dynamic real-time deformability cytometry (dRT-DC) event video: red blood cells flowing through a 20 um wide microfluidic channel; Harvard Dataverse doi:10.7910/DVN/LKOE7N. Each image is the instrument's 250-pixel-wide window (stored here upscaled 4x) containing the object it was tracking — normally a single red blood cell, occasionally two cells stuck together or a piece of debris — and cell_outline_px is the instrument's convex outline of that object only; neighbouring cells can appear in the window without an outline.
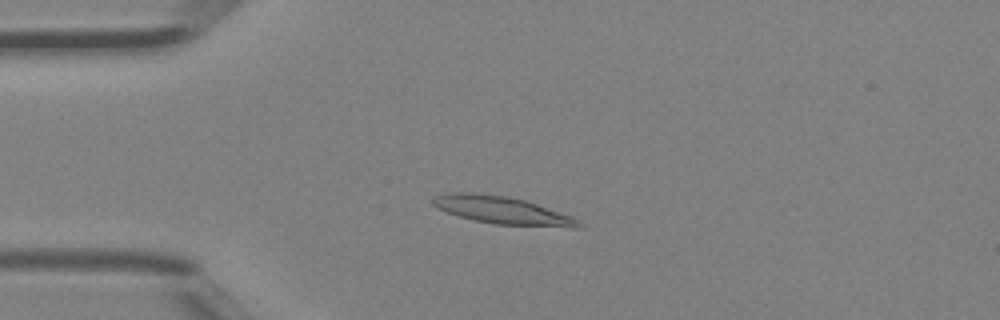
{"species": "Egyptian fruit bat (a non-hibernating species)", "species_latin": "Rousettus aegyptiacus", "temperature_condition": "room temperature", "stored_images_in_passage": 36, "camera_frame_rate_fps": 3000, "um_per_image_px": 0.085, "animal": {"sex": "female"}, "frame": {"image": 1, "passage_image": 5, "time_ms": 1.333, "image_size_px": [1000, 320], "cell_outline_px": [[584, 228], [572, 228], [496, 224], [472, 220], [448, 212], [432, 204], [432, 196], [452, 192], [472, 192], [508, 196], [524, 200], [572, 216], [584, 224]], "centroid_in_image_um": [42.74, 17.88], "position_along_channel_um": 42.3, "area_um2": 23.52}}
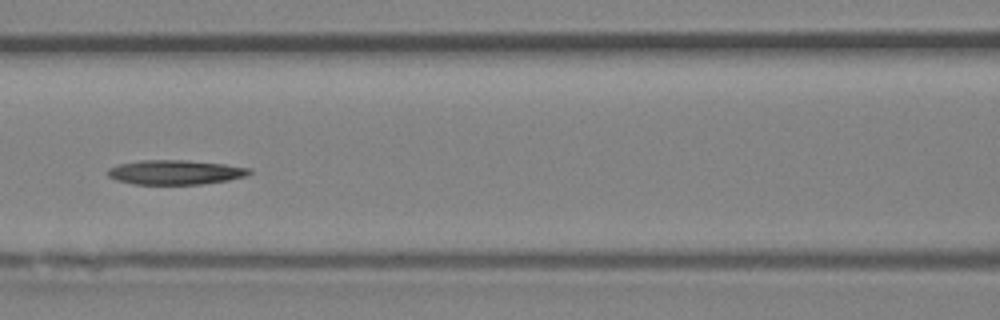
{"frame": {"image": 2, "passage_image": 14, "time_ms": 4.333, "image_size_px": [1000, 320], "cell_outline_px": [[252, 172], [248, 176], [228, 180], [200, 184], [132, 184], [116, 180], [108, 176], [108, 168], [116, 164], [140, 160], [188, 160], [224, 164], [252, 168]], "centroid_in_image_um": [14.9, 14.63], "position_along_channel_um": 151.7, "area_um2": 20.4}}
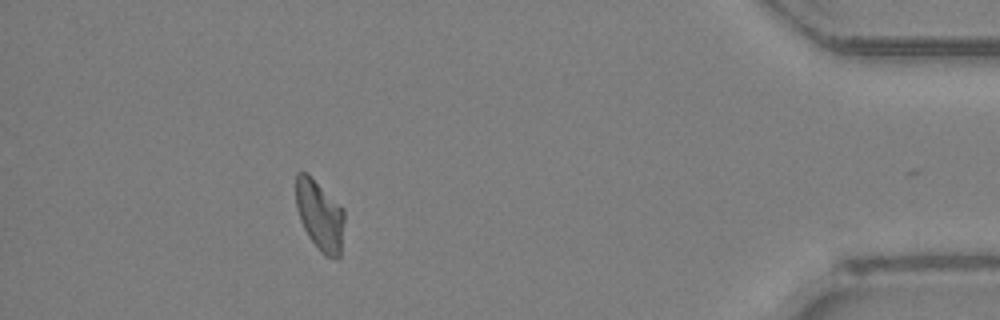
{"frame": {"image": 3, "passage_image": 35, "time_ms": 11.333, "image_size_px": [1000, 320], "cell_outline_px": [[344, 220], [340, 256], [324, 256], [320, 252], [308, 236], [300, 220], [296, 208], [296, 172], [308, 172], [344, 208]], "centroid_in_image_um": [27.17, 18.26], "position_along_channel_um": 408.0, "area_um2": 20.0}}